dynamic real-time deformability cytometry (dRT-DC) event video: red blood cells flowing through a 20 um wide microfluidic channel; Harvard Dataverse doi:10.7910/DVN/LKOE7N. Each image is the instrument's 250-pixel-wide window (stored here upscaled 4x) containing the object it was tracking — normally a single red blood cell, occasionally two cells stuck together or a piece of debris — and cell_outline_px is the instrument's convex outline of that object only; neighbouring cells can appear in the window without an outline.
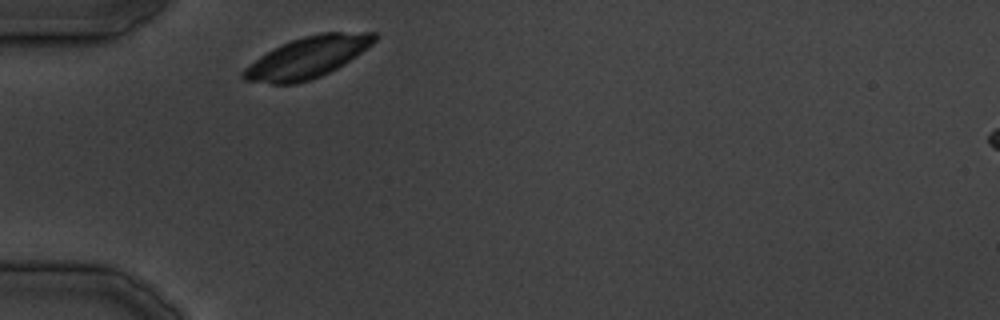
{"species": "common noctule bat (a hibernating species)", "species_latin": "Nyctalus noctula", "temperature_condition": "cold", "stored_images_in_passage": 23, "camera_frame_rate_fps": 3000, "um_per_image_px": 0.085, "animal": {"sex": "male", "body_mass_g": 19.5, "forearm_length_mm": 54.6}, "frame": {"image": 1, "passage_image": 1, "time_ms": 0.0, "image_size_px": [1000, 320], "cell_outline_px": [[380, 36], [372, 44], [356, 56], [344, 64], [320, 76], [296, 84], [272, 84], [244, 80], [240, 76], [240, 72], [244, 68], [260, 56], [272, 48], [292, 40], [304, 36], [324, 32], [376, 32]], "centroid_in_image_um": [26.13, 4.87], "position_along_channel_um": 58.9, "area_um2": 31.44}}